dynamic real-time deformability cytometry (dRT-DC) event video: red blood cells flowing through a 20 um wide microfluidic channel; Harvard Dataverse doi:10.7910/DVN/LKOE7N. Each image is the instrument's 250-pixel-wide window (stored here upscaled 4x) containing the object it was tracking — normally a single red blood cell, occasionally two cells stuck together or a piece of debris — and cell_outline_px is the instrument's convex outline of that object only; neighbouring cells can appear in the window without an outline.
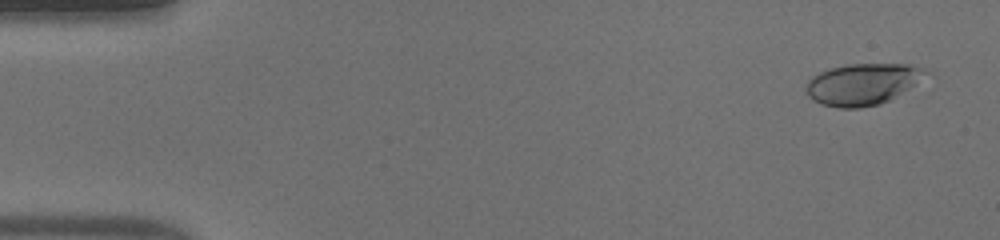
{"species": "human", "species_latin": "Homo sapiens", "temperature_condition": "warm", "stored_images_in_passage": 50, "camera_frame_rate_fps": 3000, "um_per_image_px": 0.085, "donor": {"sex": "male"}, "frame": {"image": 1, "passage_image": 3, "time_ms": 0.667, "image_size_px": [1000, 240], "cell_outline_px": [[936, 76], [880, 104], [860, 108], [840, 108], [820, 104], [808, 96], [804, 88], [808, 80], [812, 76], [828, 68], [848, 64], [908, 64], [924, 68], [932, 72]], "centroid_in_image_um": [73.44, 7.14], "position_along_channel_um": 11.6, "area_um2": 29.88}}
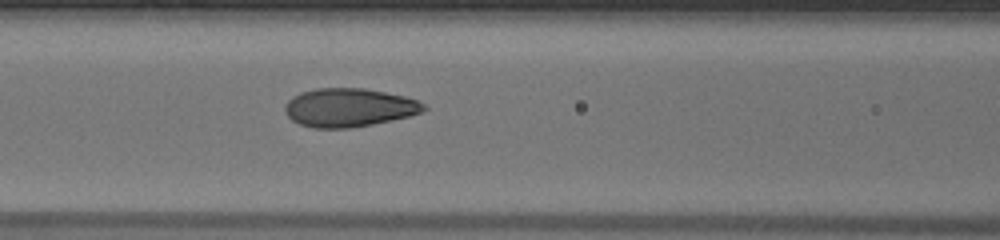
{"frame": {"image": 2, "passage_image": 22, "time_ms": 7.0, "image_size_px": [1000, 240], "cell_outline_px": [[428, 108], [420, 112], [408, 116], [372, 124], [348, 128], [312, 128], [300, 124], [292, 120], [284, 112], [284, 104], [292, 96], [300, 92], [316, 88], [364, 88], [404, 96], [416, 100], [424, 104]], "centroid_in_image_um": [29.61, 9.14], "position_along_channel_um": 137.0, "area_um2": 31.1}}
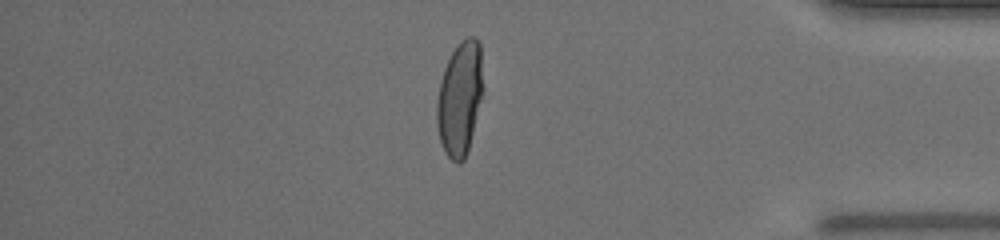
{"frame": {"image": 3, "passage_image": 43, "time_ms": 14.0, "image_size_px": [1000, 240], "cell_outline_px": [[484, 92], [468, 152], [464, 160], [460, 164], [456, 164], [444, 152], [440, 140], [436, 124], [436, 104], [440, 80], [444, 68], [456, 44], [460, 40], [468, 36], [476, 36], [480, 44], [484, 88]], "centroid_in_image_um": [39.1, 8.37], "position_along_channel_um": 396.1, "area_um2": 31.56}, "authors_computed_cell_mechanics": {"area_um2": 30.6918, "velocity_mm_per_s": 4.1206, "shape_relaxation_time_tau1_ms": 5.959, "shape_relaxation_time_tau2_ms": null, "deformation_change_tau1": 0.2517, "deformation_change_tau2": null}}